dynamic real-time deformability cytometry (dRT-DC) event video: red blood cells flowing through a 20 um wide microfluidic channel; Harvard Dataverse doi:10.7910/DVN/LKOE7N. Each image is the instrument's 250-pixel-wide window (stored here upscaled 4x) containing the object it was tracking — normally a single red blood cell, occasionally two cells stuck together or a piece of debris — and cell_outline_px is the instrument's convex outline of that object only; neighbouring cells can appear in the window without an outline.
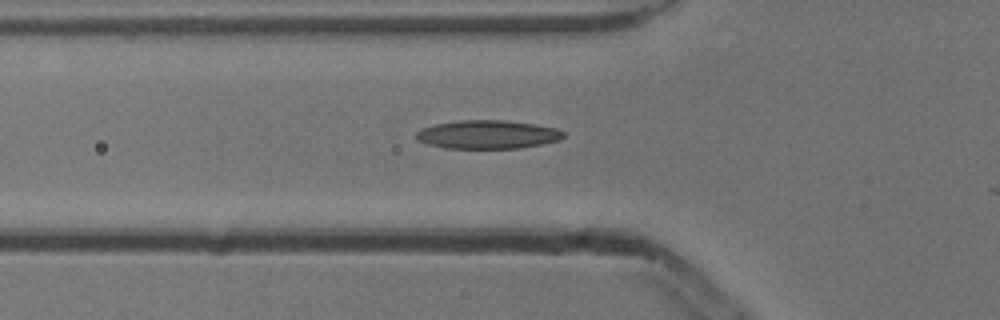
{"species": "common noctule bat (a hibernating species)", "species_latin": "Nyctalus noctula", "temperature_condition": "cold", "stored_images_in_passage": 29, "camera_frame_rate_fps": 3000, "um_per_image_px": 0.085, "animal": {"sex": "male", "body_mass_g": 13.3}, "frame": {"image": 1, "passage_image": 2, "time_ms": 0.333, "image_size_px": [1000, 320], "cell_outline_px": [[564, 136], [560, 140], [520, 148], [444, 148], [428, 144], [416, 140], [416, 132], [424, 128], [436, 124], [460, 120], [504, 120], [536, 124], [556, 128], [564, 132]], "centroid_in_image_um": [41.46, 11.43], "position_along_channel_um": 84.3, "area_um2": 24.39}}
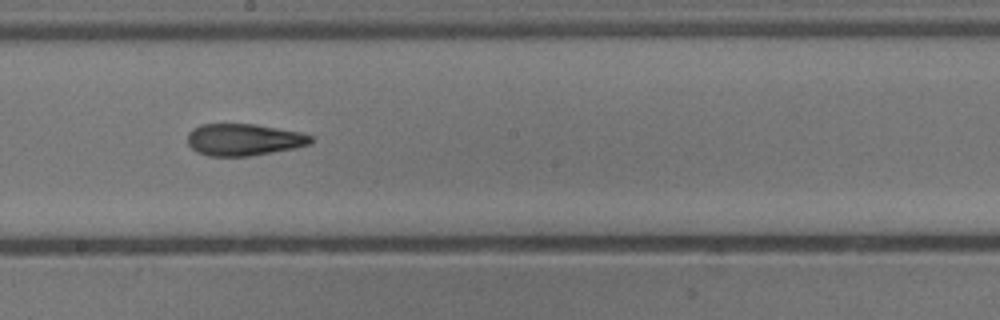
{"frame": {"image": 2, "passage_image": 13, "time_ms": 4.0, "image_size_px": [1000, 320], "cell_outline_px": [[312, 140], [308, 144], [296, 148], [248, 156], [208, 156], [196, 152], [188, 144], [188, 132], [192, 128], [200, 124], [256, 124], [300, 132], [312, 136]], "centroid_in_image_um": [20.68, 11.87], "position_along_channel_um": 227.5, "area_um2": 22.95}}
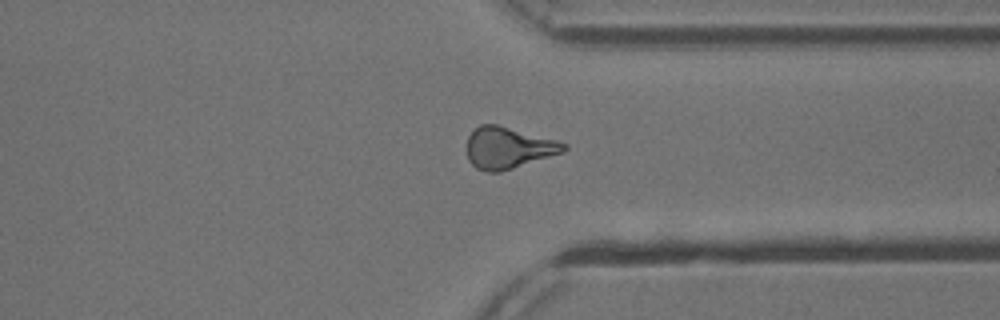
{"frame": {"image": 3, "passage_image": 24, "time_ms": 7.667, "image_size_px": [1000, 320], "cell_outline_px": [[568, 148], [564, 152], [500, 172], [488, 172], [476, 168], [468, 160], [468, 136], [480, 124], [496, 124], [556, 140], [568, 144]], "centroid_in_image_um": [43.21, 12.57], "position_along_channel_um": 368.2, "area_um2": 23.24}}